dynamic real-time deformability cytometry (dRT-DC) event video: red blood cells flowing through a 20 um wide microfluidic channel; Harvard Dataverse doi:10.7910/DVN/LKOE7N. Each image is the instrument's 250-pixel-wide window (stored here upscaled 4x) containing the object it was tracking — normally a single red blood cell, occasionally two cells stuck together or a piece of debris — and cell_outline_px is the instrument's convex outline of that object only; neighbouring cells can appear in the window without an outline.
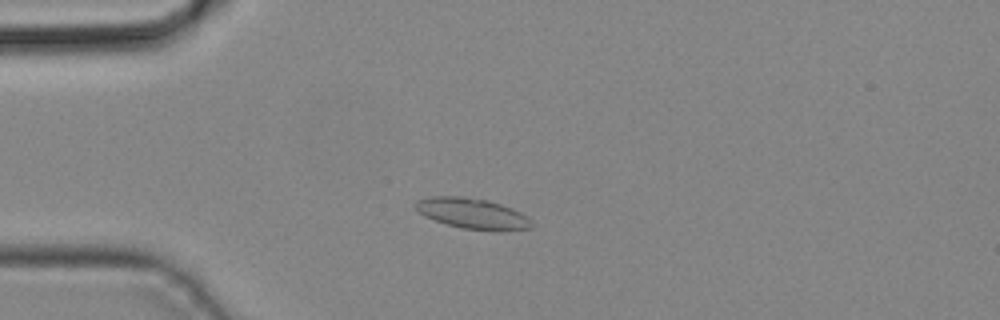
{"species": "common noctule bat (a hibernating species)", "species_latin": "Nyctalus noctula", "temperature_condition": "cold", "stored_images_in_passage": 41, "camera_frame_rate_fps": 3000, "um_per_image_px": 0.085, "animal": {"sex": "male", "body_mass_g": 19.2, "forearm_length_mm": 51.8}, "frame": {"image": 1, "passage_image": 10, "time_ms": 3.0, "image_size_px": [1000, 320], "cell_outline_px": [[532, 228], [500, 232], [464, 228], [448, 224], [424, 216], [416, 208], [416, 200], [432, 196], [460, 196], [488, 200], [512, 208], [528, 216], [532, 220]], "centroid_in_image_um": [40.23, 18.16], "position_along_channel_um": 44.8, "area_um2": 20.75}}
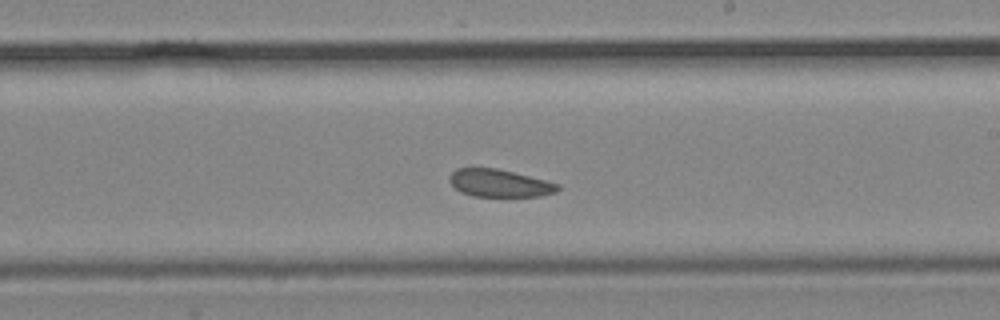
{"frame": {"image": 2, "passage_image": 24, "time_ms": 7.667, "image_size_px": [1000, 320], "cell_outline_px": [[560, 188], [556, 192], [540, 196], [472, 196], [460, 192], [448, 180], [448, 176], [456, 168], [496, 168], [560, 184]], "centroid_in_image_um": [42.42, 15.57], "position_along_channel_um": 246.6, "area_um2": 17.28}}
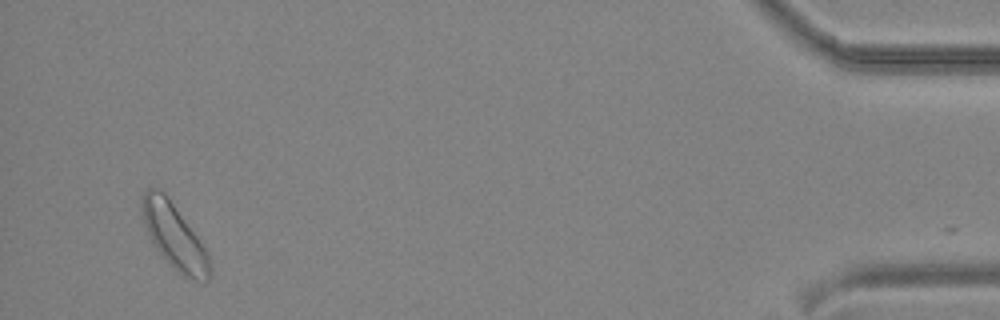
{"frame": {"image": 3, "passage_image": 40, "time_ms": 13.0, "image_size_px": [1000, 320], "cell_outline_px": [[212, 272], [208, 280], [204, 284], [180, 276], [168, 264], [156, 248], [148, 232], [140, 208], [140, 200], [144, 192], [148, 188], [160, 188], [164, 192], [200, 240], [208, 252], [212, 264]], "centroid_in_image_um": [14.86, 20.16], "position_along_channel_um": 420.3, "area_um2": 26.07}}